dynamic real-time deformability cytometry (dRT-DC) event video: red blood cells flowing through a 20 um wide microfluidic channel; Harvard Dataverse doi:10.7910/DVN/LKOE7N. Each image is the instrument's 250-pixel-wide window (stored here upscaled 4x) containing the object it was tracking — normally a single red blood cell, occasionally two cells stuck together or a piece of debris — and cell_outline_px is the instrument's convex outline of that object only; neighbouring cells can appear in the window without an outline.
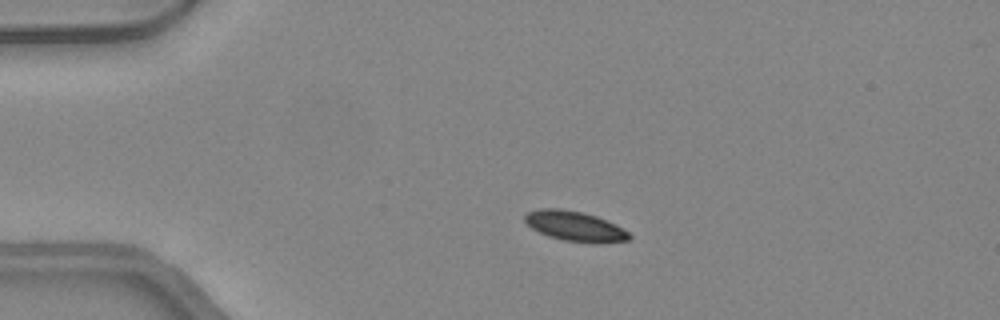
{"species": "common noctule bat (a hibernating species)", "species_latin": "Nyctalus noctula", "temperature_condition": "warm", "stored_images_in_passage": 48, "camera_frame_rate_fps": 3000, "um_per_image_px": 0.085, "animal": {"sex": "female", "body_mass_g": 24.6, "forearm_length_mm": 56.2}, "frame": {"image": 1, "passage_image": 10, "time_ms": 3.0, "image_size_px": [1000, 320], "cell_outline_px": [[632, 236], [628, 240], [596, 244], [592, 244], [564, 240], [548, 236], [532, 228], [524, 220], [524, 216], [528, 212], [540, 208], [560, 208], [584, 212], [596, 216], [616, 224], [628, 232]], "centroid_in_image_um": [48.89, 19.23], "position_along_channel_um": 36.1, "area_um2": 18.38}}
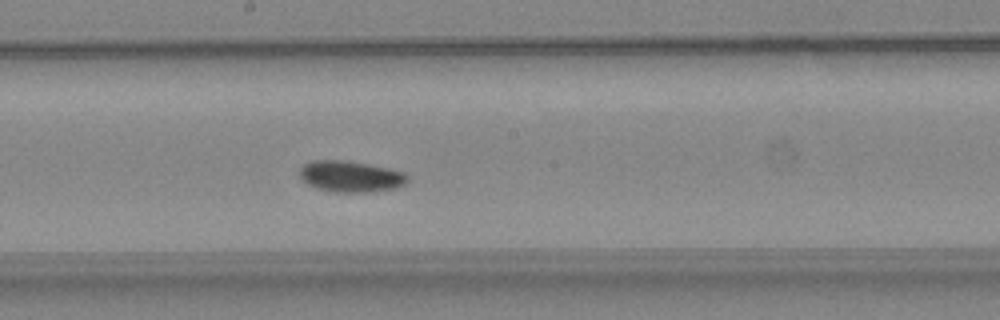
{"frame": {"image": 2, "passage_image": 26, "time_ms": 8.333, "image_size_px": [1000, 320], "cell_outline_px": [[408, 180], [404, 184], [396, 188], [368, 192], [336, 192], [316, 188], [308, 184], [300, 176], [300, 168], [304, 164], [312, 160], [340, 160], [368, 164], [388, 168], [404, 172], [408, 176]], "centroid_in_image_um": [29.81, 15.0], "position_along_channel_um": 218.4, "area_um2": 19.48}}
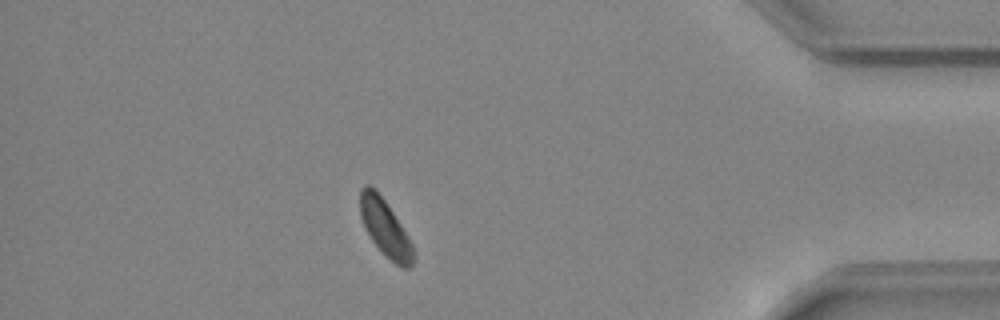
{"frame": {"image": 3, "passage_image": 42, "time_ms": 13.667, "image_size_px": [1000, 320], "cell_outline_px": [[412, 264], [408, 268], [404, 268], [396, 264], [372, 240], [364, 228], [360, 216], [360, 188], [364, 184], [368, 184], [376, 188], [408, 236], [412, 244]], "centroid_in_image_um": [32.68, 19.3], "position_along_channel_um": 402.5, "area_um2": 17.05}, "authors_computed_cell_mechanics": {"area_um2": 18.4093, "velocity_mm_per_s": 4.2278, "shape_relaxation_time_tau1_ms": 4.5206, "shape_relaxation_time_tau2_ms": null, "deformation_change_tau1": 0.0556, "deformation_change_tau2": null}}